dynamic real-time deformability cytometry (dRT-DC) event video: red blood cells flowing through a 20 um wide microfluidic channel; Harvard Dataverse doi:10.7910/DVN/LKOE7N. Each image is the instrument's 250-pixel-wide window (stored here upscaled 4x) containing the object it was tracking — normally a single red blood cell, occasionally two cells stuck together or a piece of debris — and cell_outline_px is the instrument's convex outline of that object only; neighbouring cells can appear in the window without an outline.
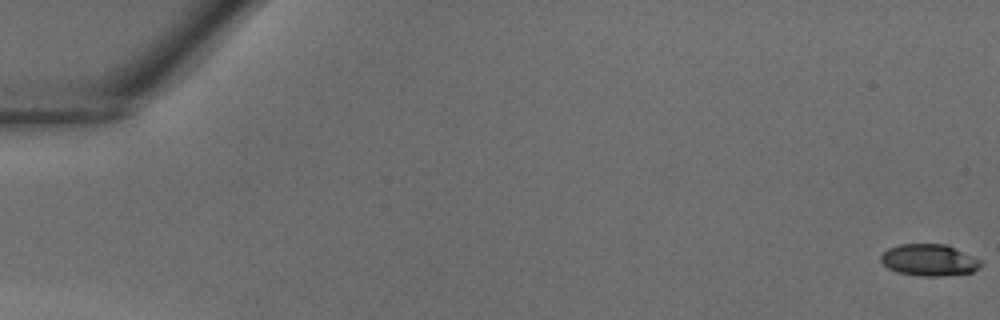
{"species": "common noctule bat (a hibernating species)", "species_latin": "Nyctalus noctula", "temperature_condition": "warm", "stored_images_in_passage": 10, "camera_frame_rate_fps": 3000, "um_per_image_px": 0.085, "animal": {"sex": "male", "body_mass_g": 18.8}, "frame": {"image": 1, "passage_image": 1, "time_ms": 0.0, "image_size_px": [1000, 320], "cell_outline_px": [[984, 264], [980, 268], [972, 272], [944, 276], [920, 276], [896, 272], [888, 268], [880, 260], [880, 256], [888, 248], [900, 244], [948, 244], [984, 260]], "centroid_in_image_um": [79.05, 22.1], "position_along_channel_um": 6.0, "area_um2": 18.9}}